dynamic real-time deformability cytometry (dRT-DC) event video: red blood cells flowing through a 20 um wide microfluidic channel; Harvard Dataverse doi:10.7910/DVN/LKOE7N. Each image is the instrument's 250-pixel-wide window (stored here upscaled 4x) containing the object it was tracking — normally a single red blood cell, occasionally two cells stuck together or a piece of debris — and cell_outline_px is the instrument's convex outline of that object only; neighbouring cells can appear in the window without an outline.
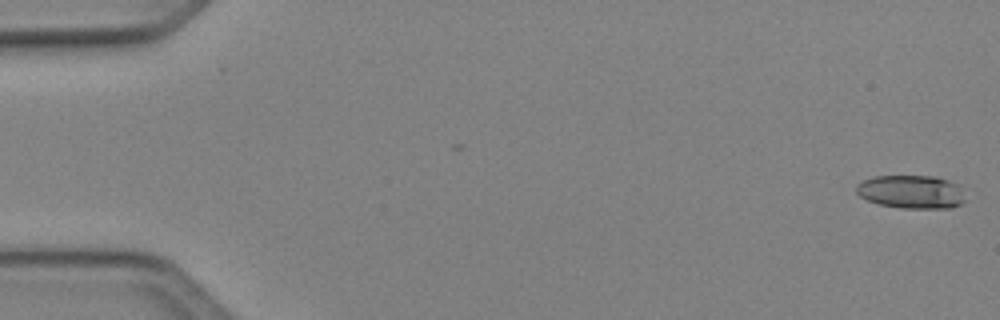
{"species": "Egyptian fruit bat (a non-hibernating species)", "species_latin": "Rousettus aegyptiacus", "temperature_condition": "cold", "stored_images_in_passage": 50, "camera_frame_rate_fps": 3000, "um_per_image_px": 0.085, "animal": {"sex": "female"}, "frame": {"image": 1, "passage_image": 1, "time_ms": 0.0, "image_size_px": [1000, 320], "cell_outline_px": [[964, 200], [960, 204], [952, 208], [900, 208], [880, 204], [868, 200], [860, 196], [856, 192], [856, 184], [872, 176], [936, 176], [948, 180], [956, 184]], "centroid_in_image_um": [77.41, 16.3], "position_along_channel_um": 7.6, "area_um2": 20.98}}
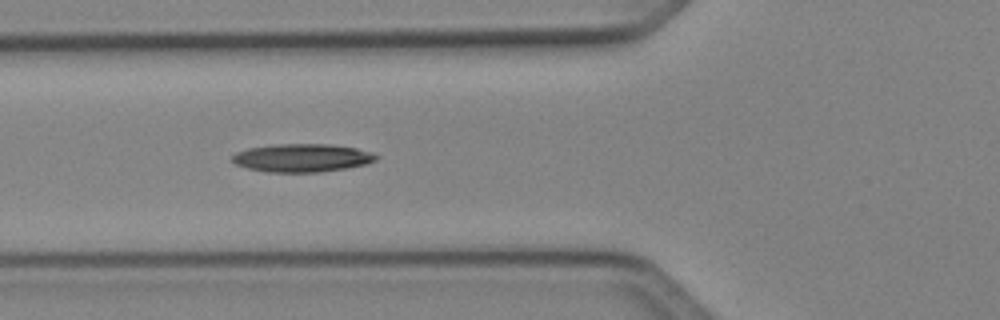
{"frame": {"image": 2, "passage_image": 19, "time_ms": 6.0, "image_size_px": [1000, 320], "cell_outline_px": [[380, 156], [376, 160], [368, 164], [348, 168], [320, 172], [268, 172], [248, 168], [236, 164], [232, 160], [232, 156], [236, 152], [248, 148], [276, 144], [328, 144], [356, 148], [372, 152]], "centroid_in_image_um": [25.72, 13.42], "position_along_channel_um": 100.1, "area_um2": 23.7}}
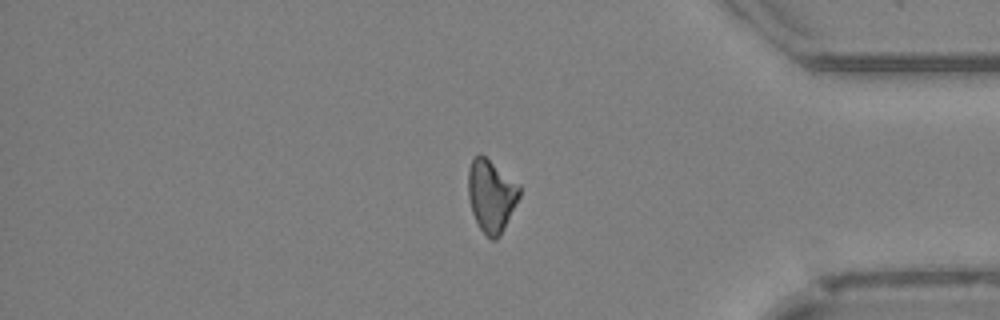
{"frame": {"image": 3, "passage_image": 42, "time_ms": 13.667, "image_size_px": [1000, 320], "cell_outline_px": [[520, 196], [500, 236], [496, 240], [492, 240], [480, 228], [472, 212], [468, 196], [468, 168], [472, 156], [480, 152], [520, 184]], "centroid_in_image_um": [41.74, 16.58], "position_along_channel_um": 393.5, "area_um2": 21.79}, "authors_computed_cell_mechanics": {"area_um2": 21.7906, "velocity_mm_per_s": 4.118, "shape_relaxation_time_tau1_ms": 7.7283, "shape_relaxation_time_tau2_ms": null, "deformation_change_tau1": 0.1782, "deformation_change_tau2": null}}